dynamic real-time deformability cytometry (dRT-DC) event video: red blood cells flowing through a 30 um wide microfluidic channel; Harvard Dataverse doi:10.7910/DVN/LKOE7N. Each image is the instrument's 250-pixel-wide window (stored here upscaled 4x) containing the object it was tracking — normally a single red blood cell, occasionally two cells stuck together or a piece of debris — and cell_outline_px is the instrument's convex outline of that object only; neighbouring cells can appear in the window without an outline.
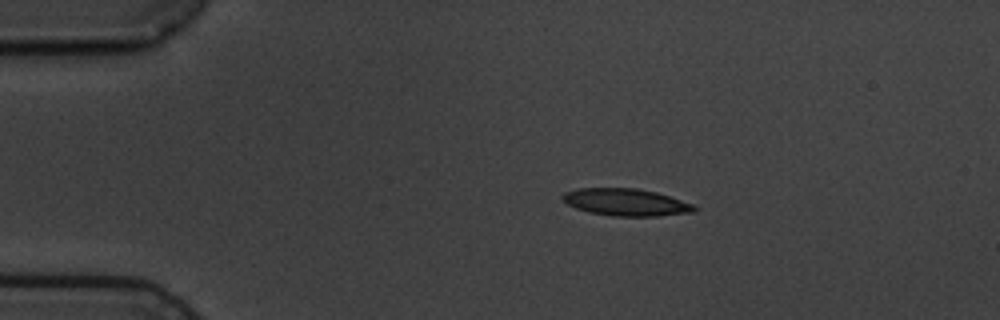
{"species": "common noctule bat (a hibernating species)", "species_latin": "Nyctalus noctula", "temperature_condition": "cold", "stored_images_in_passage": 3, "camera_frame_rate_fps": 3000, "um_per_image_px": 0.085, "animal": {"sex": "male", "body_mass_g": 19.5, "forearm_length_mm": 54.6}, "frame": {"image": 1, "passage_image": 1, "time_ms": 0.0, "image_size_px": [1000, 320], "cell_outline_px": [[696, 212], [660, 216], [612, 216], [588, 212], [576, 208], [568, 204], [560, 196], [564, 192], [576, 188], [636, 188], [656, 192], [692, 204], [696, 208]], "centroid_in_image_um": [53.18, 17.19], "position_along_channel_um": 31.8, "area_um2": 20.87}}
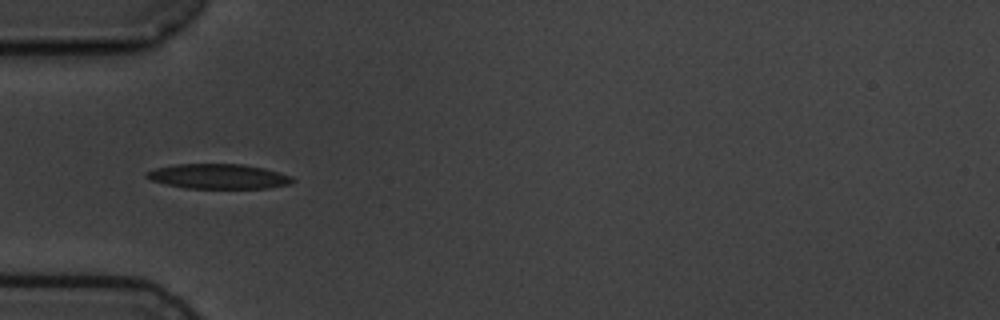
{"frame": {"image": 2, "passage_image": 3, "time_ms": 2.333, "image_size_px": [1000, 320], "cell_outline_px": [[296, 180], [292, 184], [268, 188], [184, 188], [152, 180], [144, 176], [148, 172], [156, 168], [176, 164], [240, 164], [264, 168], [292, 176]], "centroid_in_image_um": [18.62, 14.99], "position_along_channel_um": 66.4, "area_um2": 21.04}}